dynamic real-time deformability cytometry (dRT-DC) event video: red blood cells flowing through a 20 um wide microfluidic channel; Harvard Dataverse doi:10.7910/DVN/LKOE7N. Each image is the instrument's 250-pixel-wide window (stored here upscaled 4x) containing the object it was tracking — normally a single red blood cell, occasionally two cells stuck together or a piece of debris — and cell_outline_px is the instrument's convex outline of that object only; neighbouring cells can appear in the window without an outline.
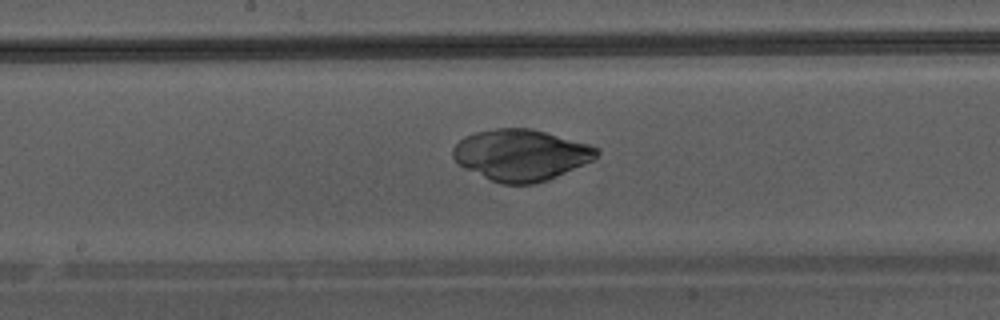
{"species": "Egyptian fruit bat (a non-hibernating species)", "species_latin": "Rousettus aegyptiacus", "temperature_condition": "warm", "stored_images_in_passage": 31, "camera_frame_rate_fps": 3000, "um_per_image_px": 0.085, "animal": {"sex": "male"}, "frame": {"image": 1, "passage_image": 10, "time_ms": 3.0, "image_size_px": [1000, 320], "cell_outline_px": [[600, 152], [592, 160], [584, 164], [548, 180], [532, 184], [500, 184], [464, 168], [452, 156], [452, 148], [464, 136], [476, 132], [496, 128], [532, 128], [592, 144], [600, 148]], "centroid_in_image_um": [44.3, 13.16], "position_along_channel_um": 203.9, "area_um2": 43.12}}
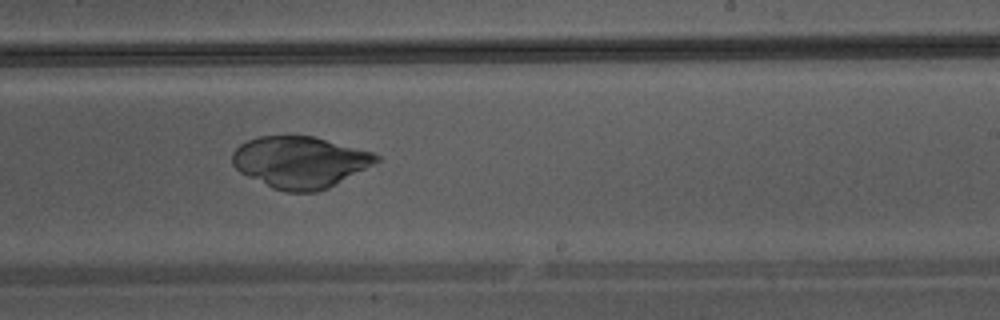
{"frame": {"image": 2, "passage_image": 14, "time_ms": 4.333, "image_size_px": [1000, 320], "cell_outline_px": [[380, 160], [328, 188], [316, 192], [284, 192], [272, 188], [240, 172], [232, 164], [232, 152], [240, 144], [248, 140], [260, 136], [312, 136], [372, 152], [380, 156]], "centroid_in_image_um": [25.47, 13.78], "position_along_channel_um": 263.5, "area_um2": 42.89}}